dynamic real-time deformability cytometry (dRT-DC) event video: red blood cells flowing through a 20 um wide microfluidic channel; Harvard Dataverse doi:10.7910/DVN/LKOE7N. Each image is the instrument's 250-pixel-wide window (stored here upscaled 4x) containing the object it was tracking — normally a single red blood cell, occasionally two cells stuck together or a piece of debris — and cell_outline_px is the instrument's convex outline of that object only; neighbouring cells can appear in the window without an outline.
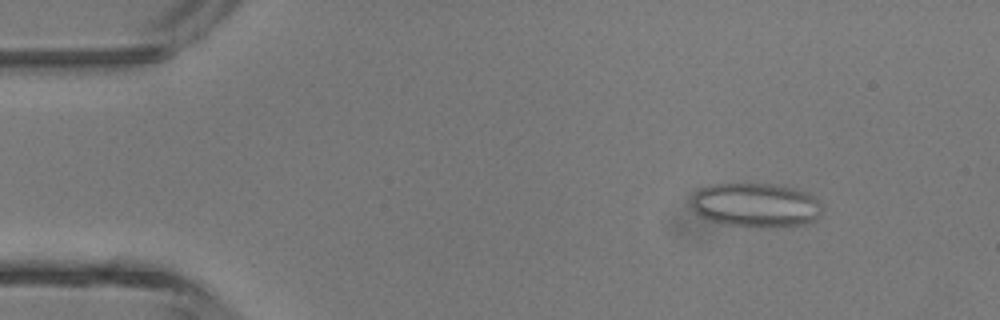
{"species": "common noctule bat (a hibernating species)", "species_latin": "Nyctalus noctula", "temperature_condition": "room temperature", "stored_images_in_passage": 26, "camera_frame_rate_fps": 3000, "um_per_image_px": 0.085, "animal": {"sex": "male", "body_mass_g": 13.3}, "frame": {"image": 1, "passage_image": 6, "time_ms": 1.667, "image_size_px": [1000, 320], "cell_outline_px": [[824, 208], [820, 216], [804, 224], [768, 228], [748, 228], [724, 224], [712, 220], [696, 212], [692, 204], [692, 196], [700, 188], [708, 184], [772, 184], [792, 188], [808, 192]], "centroid_in_image_um": [64.26, 17.45], "position_along_channel_um": 20.7, "area_um2": 33.81}}
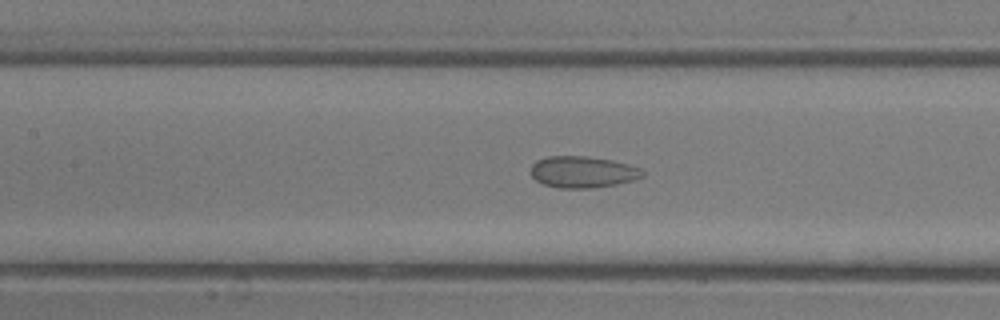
{"frame": {"image": 2, "passage_image": 21, "time_ms": 6.667, "image_size_px": [1000, 320], "cell_outline_px": [[644, 176], [632, 180], [616, 184], [592, 188], [560, 188], [544, 184], [536, 180], [528, 172], [532, 164], [536, 160], [548, 156], [584, 156], [612, 160], [628, 164], [640, 168], [644, 172]], "centroid_in_image_um": [49.49, 14.61], "position_along_channel_um": 157.9, "area_um2": 20.58}}
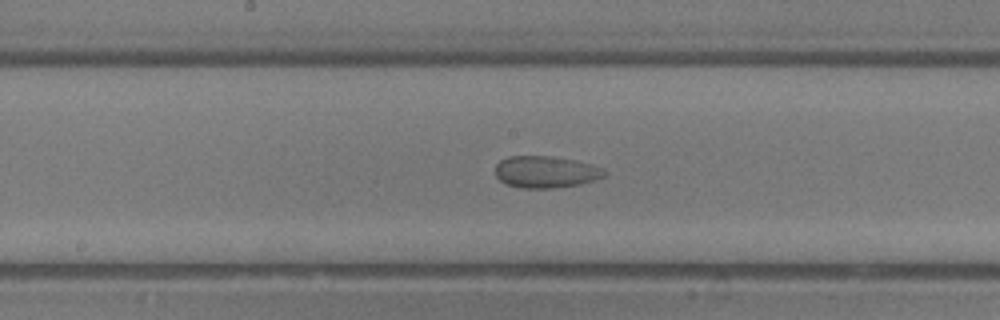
{"frame": {"image": 3, "passage_image": 24, "time_ms": 7.667, "image_size_px": [1000, 320], "cell_outline_px": [[608, 172], [604, 176], [580, 184], [552, 188], [520, 188], [508, 184], [500, 180], [496, 176], [496, 164], [500, 160], [508, 156], [548, 156], [576, 160], [592, 164], [604, 168]], "centroid_in_image_um": [46.4, 14.6], "position_along_channel_um": 201.8, "area_um2": 20.23}}